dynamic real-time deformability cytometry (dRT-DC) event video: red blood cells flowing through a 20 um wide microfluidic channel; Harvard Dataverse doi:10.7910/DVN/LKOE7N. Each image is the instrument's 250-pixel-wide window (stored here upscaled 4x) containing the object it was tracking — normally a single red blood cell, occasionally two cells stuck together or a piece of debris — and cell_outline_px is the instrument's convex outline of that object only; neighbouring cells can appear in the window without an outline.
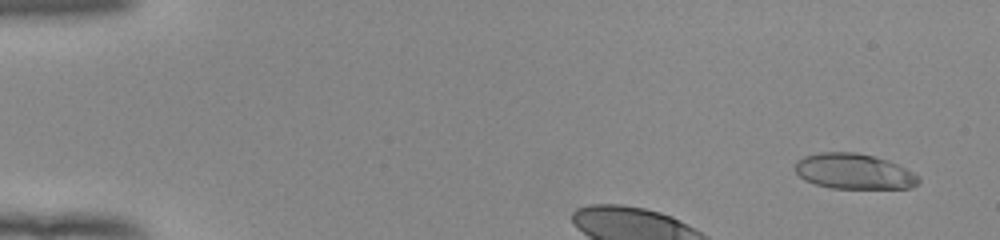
{"species": "human", "species_latin": "Homo sapiens", "temperature_condition": "room temperature", "stored_images_in_passage": 12, "camera_frame_rate_fps": 3000, "um_per_image_px": 0.085, "donor": {"sex": "female"}, "frame": {"image": 1, "passage_image": 4, "time_ms": 1.0, "image_size_px": [1000, 240], "cell_outline_px": [[920, 180], [912, 188], [832, 188], [816, 184], [804, 180], [796, 172], [796, 160], [804, 156], [820, 152], [856, 152], [888, 160], [920, 176]], "centroid_in_image_um": [72.58, 14.57], "position_along_channel_um": 12.4, "area_um2": 25.37}}